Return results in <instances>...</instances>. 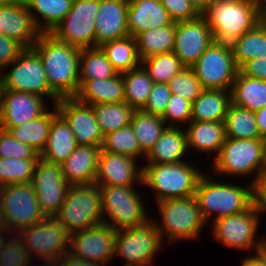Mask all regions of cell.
<instances>
[{"label": "cell", "mask_w": 266, "mask_h": 266, "mask_svg": "<svg viewBox=\"0 0 266 266\" xmlns=\"http://www.w3.org/2000/svg\"><path fill=\"white\" fill-rule=\"evenodd\" d=\"M231 103L230 90L204 89L192 103L191 121H224Z\"/></svg>", "instance_id": "obj_30"}, {"label": "cell", "mask_w": 266, "mask_h": 266, "mask_svg": "<svg viewBox=\"0 0 266 266\" xmlns=\"http://www.w3.org/2000/svg\"><path fill=\"white\" fill-rule=\"evenodd\" d=\"M117 72L100 46L81 48L79 81L107 79Z\"/></svg>", "instance_id": "obj_40"}, {"label": "cell", "mask_w": 266, "mask_h": 266, "mask_svg": "<svg viewBox=\"0 0 266 266\" xmlns=\"http://www.w3.org/2000/svg\"><path fill=\"white\" fill-rule=\"evenodd\" d=\"M204 89L231 90L239 71L229 44L213 42L191 67Z\"/></svg>", "instance_id": "obj_15"}, {"label": "cell", "mask_w": 266, "mask_h": 266, "mask_svg": "<svg viewBox=\"0 0 266 266\" xmlns=\"http://www.w3.org/2000/svg\"><path fill=\"white\" fill-rule=\"evenodd\" d=\"M260 214L252 205L245 212L225 216L214 220L212 235L222 245L227 248L246 250L247 252L260 251L266 247V238L257 237V230L260 226Z\"/></svg>", "instance_id": "obj_12"}, {"label": "cell", "mask_w": 266, "mask_h": 266, "mask_svg": "<svg viewBox=\"0 0 266 266\" xmlns=\"http://www.w3.org/2000/svg\"><path fill=\"white\" fill-rule=\"evenodd\" d=\"M241 262V266H255V255L245 256Z\"/></svg>", "instance_id": "obj_59"}, {"label": "cell", "mask_w": 266, "mask_h": 266, "mask_svg": "<svg viewBox=\"0 0 266 266\" xmlns=\"http://www.w3.org/2000/svg\"><path fill=\"white\" fill-rule=\"evenodd\" d=\"M129 0H99L95 20V47L129 35L127 11Z\"/></svg>", "instance_id": "obj_23"}, {"label": "cell", "mask_w": 266, "mask_h": 266, "mask_svg": "<svg viewBox=\"0 0 266 266\" xmlns=\"http://www.w3.org/2000/svg\"><path fill=\"white\" fill-rule=\"evenodd\" d=\"M101 149L106 152L126 155L136 160L145 158V154L141 151L137 137L130 125L105 135Z\"/></svg>", "instance_id": "obj_42"}, {"label": "cell", "mask_w": 266, "mask_h": 266, "mask_svg": "<svg viewBox=\"0 0 266 266\" xmlns=\"http://www.w3.org/2000/svg\"><path fill=\"white\" fill-rule=\"evenodd\" d=\"M192 102L182 96L173 94L169 99L167 109L161 117L168 127H182L191 122Z\"/></svg>", "instance_id": "obj_47"}, {"label": "cell", "mask_w": 266, "mask_h": 266, "mask_svg": "<svg viewBox=\"0 0 266 266\" xmlns=\"http://www.w3.org/2000/svg\"><path fill=\"white\" fill-rule=\"evenodd\" d=\"M213 177L204 173L195 191L201 215L206 223L211 219L213 222L221 217L245 212L253 205L251 183H225L214 180Z\"/></svg>", "instance_id": "obj_2"}, {"label": "cell", "mask_w": 266, "mask_h": 266, "mask_svg": "<svg viewBox=\"0 0 266 266\" xmlns=\"http://www.w3.org/2000/svg\"><path fill=\"white\" fill-rule=\"evenodd\" d=\"M0 157L39 159L40 154L31 146L17 141L10 131L0 128Z\"/></svg>", "instance_id": "obj_48"}, {"label": "cell", "mask_w": 266, "mask_h": 266, "mask_svg": "<svg viewBox=\"0 0 266 266\" xmlns=\"http://www.w3.org/2000/svg\"><path fill=\"white\" fill-rule=\"evenodd\" d=\"M100 192L103 223L115 231L143 225L151 219L134 186H100Z\"/></svg>", "instance_id": "obj_8"}, {"label": "cell", "mask_w": 266, "mask_h": 266, "mask_svg": "<svg viewBox=\"0 0 266 266\" xmlns=\"http://www.w3.org/2000/svg\"><path fill=\"white\" fill-rule=\"evenodd\" d=\"M75 98L89 105L124 102L122 74L117 73L107 79L79 81V90Z\"/></svg>", "instance_id": "obj_29"}, {"label": "cell", "mask_w": 266, "mask_h": 266, "mask_svg": "<svg viewBox=\"0 0 266 266\" xmlns=\"http://www.w3.org/2000/svg\"><path fill=\"white\" fill-rule=\"evenodd\" d=\"M100 47L117 73L122 74L141 66L136 38L131 35L105 42Z\"/></svg>", "instance_id": "obj_36"}, {"label": "cell", "mask_w": 266, "mask_h": 266, "mask_svg": "<svg viewBox=\"0 0 266 266\" xmlns=\"http://www.w3.org/2000/svg\"><path fill=\"white\" fill-rule=\"evenodd\" d=\"M213 42L212 30L202 15L176 22L173 52L184 67L191 68Z\"/></svg>", "instance_id": "obj_18"}, {"label": "cell", "mask_w": 266, "mask_h": 266, "mask_svg": "<svg viewBox=\"0 0 266 266\" xmlns=\"http://www.w3.org/2000/svg\"><path fill=\"white\" fill-rule=\"evenodd\" d=\"M6 69H9V72L3 75L0 73V90L28 92L49 97L53 100L52 105L58 102L59 98L49 87L43 62L33 48H25L3 71Z\"/></svg>", "instance_id": "obj_9"}, {"label": "cell", "mask_w": 266, "mask_h": 266, "mask_svg": "<svg viewBox=\"0 0 266 266\" xmlns=\"http://www.w3.org/2000/svg\"><path fill=\"white\" fill-rule=\"evenodd\" d=\"M31 183L43 214L54 217L62 207L70 186L63 176L61 165L39 158Z\"/></svg>", "instance_id": "obj_17"}, {"label": "cell", "mask_w": 266, "mask_h": 266, "mask_svg": "<svg viewBox=\"0 0 266 266\" xmlns=\"http://www.w3.org/2000/svg\"><path fill=\"white\" fill-rule=\"evenodd\" d=\"M160 3L173 22L190 21L201 15L190 0H160Z\"/></svg>", "instance_id": "obj_50"}, {"label": "cell", "mask_w": 266, "mask_h": 266, "mask_svg": "<svg viewBox=\"0 0 266 266\" xmlns=\"http://www.w3.org/2000/svg\"><path fill=\"white\" fill-rule=\"evenodd\" d=\"M44 97L28 92L0 90V128L10 130L43 115L48 109Z\"/></svg>", "instance_id": "obj_20"}, {"label": "cell", "mask_w": 266, "mask_h": 266, "mask_svg": "<svg viewBox=\"0 0 266 266\" xmlns=\"http://www.w3.org/2000/svg\"><path fill=\"white\" fill-rule=\"evenodd\" d=\"M229 46L239 69L250 60L266 58V21L263 19Z\"/></svg>", "instance_id": "obj_31"}, {"label": "cell", "mask_w": 266, "mask_h": 266, "mask_svg": "<svg viewBox=\"0 0 266 266\" xmlns=\"http://www.w3.org/2000/svg\"><path fill=\"white\" fill-rule=\"evenodd\" d=\"M116 231L107 224L70 234L69 253L75 258L108 266L113 260Z\"/></svg>", "instance_id": "obj_16"}, {"label": "cell", "mask_w": 266, "mask_h": 266, "mask_svg": "<svg viewBox=\"0 0 266 266\" xmlns=\"http://www.w3.org/2000/svg\"><path fill=\"white\" fill-rule=\"evenodd\" d=\"M25 48L12 38L0 33V73L13 61Z\"/></svg>", "instance_id": "obj_51"}, {"label": "cell", "mask_w": 266, "mask_h": 266, "mask_svg": "<svg viewBox=\"0 0 266 266\" xmlns=\"http://www.w3.org/2000/svg\"><path fill=\"white\" fill-rule=\"evenodd\" d=\"M155 205L161 215V223L156 219L154 221L163 241L173 244L180 240H197L201 237L203 226L208 225L195 196L159 201Z\"/></svg>", "instance_id": "obj_6"}, {"label": "cell", "mask_w": 266, "mask_h": 266, "mask_svg": "<svg viewBox=\"0 0 266 266\" xmlns=\"http://www.w3.org/2000/svg\"><path fill=\"white\" fill-rule=\"evenodd\" d=\"M74 0H26L32 18L42 33H50L71 10Z\"/></svg>", "instance_id": "obj_33"}, {"label": "cell", "mask_w": 266, "mask_h": 266, "mask_svg": "<svg viewBox=\"0 0 266 266\" xmlns=\"http://www.w3.org/2000/svg\"><path fill=\"white\" fill-rule=\"evenodd\" d=\"M4 231V222H3V215H2V208H1V201H0V232Z\"/></svg>", "instance_id": "obj_62"}, {"label": "cell", "mask_w": 266, "mask_h": 266, "mask_svg": "<svg viewBox=\"0 0 266 266\" xmlns=\"http://www.w3.org/2000/svg\"><path fill=\"white\" fill-rule=\"evenodd\" d=\"M176 22L162 27L149 28L138 34L136 38L141 60L155 55L173 52Z\"/></svg>", "instance_id": "obj_35"}, {"label": "cell", "mask_w": 266, "mask_h": 266, "mask_svg": "<svg viewBox=\"0 0 266 266\" xmlns=\"http://www.w3.org/2000/svg\"><path fill=\"white\" fill-rule=\"evenodd\" d=\"M100 152V146L78 145L60 164L65 180L70 185L94 183Z\"/></svg>", "instance_id": "obj_24"}, {"label": "cell", "mask_w": 266, "mask_h": 266, "mask_svg": "<svg viewBox=\"0 0 266 266\" xmlns=\"http://www.w3.org/2000/svg\"><path fill=\"white\" fill-rule=\"evenodd\" d=\"M0 201L4 232L17 234L21 229L35 225L46 218L40 209L31 182L0 187Z\"/></svg>", "instance_id": "obj_10"}, {"label": "cell", "mask_w": 266, "mask_h": 266, "mask_svg": "<svg viewBox=\"0 0 266 266\" xmlns=\"http://www.w3.org/2000/svg\"><path fill=\"white\" fill-rule=\"evenodd\" d=\"M171 91L166 83H154L147 103L142 111L148 114L162 117L167 109Z\"/></svg>", "instance_id": "obj_49"}, {"label": "cell", "mask_w": 266, "mask_h": 266, "mask_svg": "<svg viewBox=\"0 0 266 266\" xmlns=\"http://www.w3.org/2000/svg\"><path fill=\"white\" fill-rule=\"evenodd\" d=\"M56 106L58 113L67 121L74 133L77 145L102 146L104 136L96 121L92 105L71 97L59 99Z\"/></svg>", "instance_id": "obj_19"}, {"label": "cell", "mask_w": 266, "mask_h": 266, "mask_svg": "<svg viewBox=\"0 0 266 266\" xmlns=\"http://www.w3.org/2000/svg\"><path fill=\"white\" fill-rule=\"evenodd\" d=\"M164 242L151 218L143 225L116 231L114 256L125 260L123 266H151Z\"/></svg>", "instance_id": "obj_11"}, {"label": "cell", "mask_w": 266, "mask_h": 266, "mask_svg": "<svg viewBox=\"0 0 266 266\" xmlns=\"http://www.w3.org/2000/svg\"><path fill=\"white\" fill-rule=\"evenodd\" d=\"M141 65L154 83L168 84L184 66L174 52L155 55L142 60Z\"/></svg>", "instance_id": "obj_43"}, {"label": "cell", "mask_w": 266, "mask_h": 266, "mask_svg": "<svg viewBox=\"0 0 266 266\" xmlns=\"http://www.w3.org/2000/svg\"><path fill=\"white\" fill-rule=\"evenodd\" d=\"M122 78L124 84V102L134 110H142L154 85L153 80L142 65L122 73Z\"/></svg>", "instance_id": "obj_37"}, {"label": "cell", "mask_w": 266, "mask_h": 266, "mask_svg": "<svg viewBox=\"0 0 266 266\" xmlns=\"http://www.w3.org/2000/svg\"><path fill=\"white\" fill-rule=\"evenodd\" d=\"M32 262L33 259L30 257L21 238L16 233L5 232L0 266H31Z\"/></svg>", "instance_id": "obj_46"}, {"label": "cell", "mask_w": 266, "mask_h": 266, "mask_svg": "<svg viewBox=\"0 0 266 266\" xmlns=\"http://www.w3.org/2000/svg\"><path fill=\"white\" fill-rule=\"evenodd\" d=\"M212 30L215 42L230 44L263 19L256 7L240 0H213L201 14Z\"/></svg>", "instance_id": "obj_5"}, {"label": "cell", "mask_w": 266, "mask_h": 266, "mask_svg": "<svg viewBox=\"0 0 266 266\" xmlns=\"http://www.w3.org/2000/svg\"><path fill=\"white\" fill-rule=\"evenodd\" d=\"M54 218L70 234L102 224L100 186L95 182L70 185L65 201Z\"/></svg>", "instance_id": "obj_7"}, {"label": "cell", "mask_w": 266, "mask_h": 266, "mask_svg": "<svg viewBox=\"0 0 266 266\" xmlns=\"http://www.w3.org/2000/svg\"><path fill=\"white\" fill-rule=\"evenodd\" d=\"M53 108L54 111L48 109L38 118L11 128L10 133L17 141L31 146L40 154L46 146L52 119L58 113L56 104Z\"/></svg>", "instance_id": "obj_34"}, {"label": "cell", "mask_w": 266, "mask_h": 266, "mask_svg": "<svg viewBox=\"0 0 266 266\" xmlns=\"http://www.w3.org/2000/svg\"><path fill=\"white\" fill-rule=\"evenodd\" d=\"M25 2L26 0H0V6L22 4Z\"/></svg>", "instance_id": "obj_60"}, {"label": "cell", "mask_w": 266, "mask_h": 266, "mask_svg": "<svg viewBox=\"0 0 266 266\" xmlns=\"http://www.w3.org/2000/svg\"><path fill=\"white\" fill-rule=\"evenodd\" d=\"M142 167V186L153 189L156 203L195 196L198 182L205 173L186 160L179 163L143 164Z\"/></svg>", "instance_id": "obj_3"}, {"label": "cell", "mask_w": 266, "mask_h": 266, "mask_svg": "<svg viewBox=\"0 0 266 266\" xmlns=\"http://www.w3.org/2000/svg\"><path fill=\"white\" fill-rule=\"evenodd\" d=\"M4 242H5V232H0V258L2 256V249L4 246Z\"/></svg>", "instance_id": "obj_61"}, {"label": "cell", "mask_w": 266, "mask_h": 266, "mask_svg": "<svg viewBox=\"0 0 266 266\" xmlns=\"http://www.w3.org/2000/svg\"><path fill=\"white\" fill-rule=\"evenodd\" d=\"M213 175L233 176L247 179L252 175L253 184L256 177L266 168V141L262 139L226 138L221 150L213 160ZM255 175V176H254Z\"/></svg>", "instance_id": "obj_4"}, {"label": "cell", "mask_w": 266, "mask_h": 266, "mask_svg": "<svg viewBox=\"0 0 266 266\" xmlns=\"http://www.w3.org/2000/svg\"><path fill=\"white\" fill-rule=\"evenodd\" d=\"M239 71L252 78H258L266 81V58H256L246 62Z\"/></svg>", "instance_id": "obj_53"}, {"label": "cell", "mask_w": 266, "mask_h": 266, "mask_svg": "<svg viewBox=\"0 0 266 266\" xmlns=\"http://www.w3.org/2000/svg\"><path fill=\"white\" fill-rule=\"evenodd\" d=\"M255 266H266V247L255 252Z\"/></svg>", "instance_id": "obj_57"}, {"label": "cell", "mask_w": 266, "mask_h": 266, "mask_svg": "<svg viewBox=\"0 0 266 266\" xmlns=\"http://www.w3.org/2000/svg\"><path fill=\"white\" fill-rule=\"evenodd\" d=\"M77 146L76 138L67 121L57 113L52 119L47 143L40 153V158L60 165Z\"/></svg>", "instance_id": "obj_28"}, {"label": "cell", "mask_w": 266, "mask_h": 266, "mask_svg": "<svg viewBox=\"0 0 266 266\" xmlns=\"http://www.w3.org/2000/svg\"><path fill=\"white\" fill-rule=\"evenodd\" d=\"M0 33L32 48L41 35L25 3L0 6Z\"/></svg>", "instance_id": "obj_22"}, {"label": "cell", "mask_w": 266, "mask_h": 266, "mask_svg": "<svg viewBox=\"0 0 266 266\" xmlns=\"http://www.w3.org/2000/svg\"><path fill=\"white\" fill-rule=\"evenodd\" d=\"M183 127H167L145 155L146 164H168L184 161L188 151L187 135Z\"/></svg>", "instance_id": "obj_26"}, {"label": "cell", "mask_w": 266, "mask_h": 266, "mask_svg": "<svg viewBox=\"0 0 266 266\" xmlns=\"http://www.w3.org/2000/svg\"><path fill=\"white\" fill-rule=\"evenodd\" d=\"M17 235L33 261L39 257L46 264L54 263L69 253L70 233L54 217H46L35 225L21 229Z\"/></svg>", "instance_id": "obj_13"}, {"label": "cell", "mask_w": 266, "mask_h": 266, "mask_svg": "<svg viewBox=\"0 0 266 266\" xmlns=\"http://www.w3.org/2000/svg\"><path fill=\"white\" fill-rule=\"evenodd\" d=\"M54 263L57 266H106L101 263L90 262L87 260L75 258L70 253L65 254Z\"/></svg>", "instance_id": "obj_54"}, {"label": "cell", "mask_w": 266, "mask_h": 266, "mask_svg": "<svg viewBox=\"0 0 266 266\" xmlns=\"http://www.w3.org/2000/svg\"><path fill=\"white\" fill-rule=\"evenodd\" d=\"M168 87L171 93L182 96L192 103L204 90L193 69L188 67H184L175 75L168 83Z\"/></svg>", "instance_id": "obj_45"}, {"label": "cell", "mask_w": 266, "mask_h": 266, "mask_svg": "<svg viewBox=\"0 0 266 266\" xmlns=\"http://www.w3.org/2000/svg\"><path fill=\"white\" fill-rule=\"evenodd\" d=\"M232 103L256 112L266 106V81L238 71L231 87Z\"/></svg>", "instance_id": "obj_32"}, {"label": "cell", "mask_w": 266, "mask_h": 266, "mask_svg": "<svg viewBox=\"0 0 266 266\" xmlns=\"http://www.w3.org/2000/svg\"><path fill=\"white\" fill-rule=\"evenodd\" d=\"M253 206L260 215L266 213V168L260 172L252 184Z\"/></svg>", "instance_id": "obj_52"}, {"label": "cell", "mask_w": 266, "mask_h": 266, "mask_svg": "<svg viewBox=\"0 0 266 266\" xmlns=\"http://www.w3.org/2000/svg\"><path fill=\"white\" fill-rule=\"evenodd\" d=\"M240 1H242V2H247V3H250V4H252V5H255L256 2H257V0H240Z\"/></svg>", "instance_id": "obj_63"}, {"label": "cell", "mask_w": 266, "mask_h": 266, "mask_svg": "<svg viewBox=\"0 0 266 266\" xmlns=\"http://www.w3.org/2000/svg\"><path fill=\"white\" fill-rule=\"evenodd\" d=\"M38 160L0 157V187L30 183Z\"/></svg>", "instance_id": "obj_44"}, {"label": "cell", "mask_w": 266, "mask_h": 266, "mask_svg": "<svg viewBox=\"0 0 266 266\" xmlns=\"http://www.w3.org/2000/svg\"><path fill=\"white\" fill-rule=\"evenodd\" d=\"M172 22L160 0H129L127 27L134 38L149 28H158Z\"/></svg>", "instance_id": "obj_25"}, {"label": "cell", "mask_w": 266, "mask_h": 266, "mask_svg": "<svg viewBox=\"0 0 266 266\" xmlns=\"http://www.w3.org/2000/svg\"><path fill=\"white\" fill-rule=\"evenodd\" d=\"M254 6L256 7L258 15L262 19H265L266 18V0H257Z\"/></svg>", "instance_id": "obj_58"}, {"label": "cell", "mask_w": 266, "mask_h": 266, "mask_svg": "<svg viewBox=\"0 0 266 266\" xmlns=\"http://www.w3.org/2000/svg\"><path fill=\"white\" fill-rule=\"evenodd\" d=\"M130 126L137 137L141 151L145 155L168 127L160 116L148 114L142 110L133 111Z\"/></svg>", "instance_id": "obj_39"}, {"label": "cell", "mask_w": 266, "mask_h": 266, "mask_svg": "<svg viewBox=\"0 0 266 266\" xmlns=\"http://www.w3.org/2000/svg\"><path fill=\"white\" fill-rule=\"evenodd\" d=\"M186 127L188 151L192 148L195 152L205 153V155L214 153L215 158L218 156L226 140L224 121H191Z\"/></svg>", "instance_id": "obj_27"}, {"label": "cell", "mask_w": 266, "mask_h": 266, "mask_svg": "<svg viewBox=\"0 0 266 266\" xmlns=\"http://www.w3.org/2000/svg\"><path fill=\"white\" fill-rule=\"evenodd\" d=\"M103 136L130 125L134 109L126 102L92 105Z\"/></svg>", "instance_id": "obj_41"}, {"label": "cell", "mask_w": 266, "mask_h": 266, "mask_svg": "<svg viewBox=\"0 0 266 266\" xmlns=\"http://www.w3.org/2000/svg\"><path fill=\"white\" fill-rule=\"evenodd\" d=\"M255 119L261 139L266 141V106L255 112Z\"/></svg>", "instance_id": "obj_55"}, {"label": "cell", "mask_w": 266, "mask_h": 266, "mask_svg": "<svg viewBox=\"0 0 266 266\" xmlns=\"http://www.w3.org/2000/svg\"><path fill=\"white\" fill-rule=\"evenodd\" d=\"M98 11L99 0H74L71 10L50 34L79 48L95 47V17Z\"/></svg>", "instance_id": "obj_14"}, {"label": "cell", "mask_w": 266, "mask_h": 266, "mask_svg": "<svg viewBox=\"0 0 266 266\" xmlns=\"http://www.w3.org/2000/svg\"><path fill=\"white\" fill-rule=\"evenodd\" d=\"M32 48L40 56L51 91L59 98L75 97L79 90L81 48L41 33Z\"/></svg>", "instance_id": "obj_1"}, {"label": "cell", "mask_w": 266, "mask_h": 266, "mask_svg": "<svg viewBox=\"0 0 266 266\" xmlns=\"http://www.w3.org/2000/svg\"><path fill=\"white\" fill-rule=\"evenodd\" d=\"M226 138L261 139L255 112L231 103L224 119Z\"/></svg>", "instance_id": "obj_38"}, {"label": "cell", "mask_w": 266, "mask_h": 266, "mask_svg": "<svg viewBox=\"0 0 266 266\" xmlns=\"http://www.w3.org/2000/svg\"><path fill=\"white\" fill-rule=\"evenodd\" d=\"M191 4L196 8V10L203 14V12L209 7L213 0H190Z\"/></svg>", "instance_id": "obj_56"}, {"label": "cell", "mask_w": 266, "mask_h": 266, "mask_svg": "<svg viewBox=\"0 0 266 266\" xmlns=\"http://www.w3.org/2000/svg\"><path fill=\"white\" fill-rule=\"evenodd\" d=\"M135 158L101 149L95 183L99 186L142 185L143 167Z\"/></svg>", "instance_id": "obj_21"}, {"label": "cell", "mask_w": 266, "mask_h": 266, "mask_svg": "<svg viewBox=\"0 0 266 266\" xmlns=\"http://www.w3.org/2000/svg\"><path fill=\"white\" fill-rule=\"evenodd\" d=\"M41 266H57L55 263H47V265H46V263L44 264V265H41Z\"/></svg>", "instance_id": "obj_64"}]
</instances>
